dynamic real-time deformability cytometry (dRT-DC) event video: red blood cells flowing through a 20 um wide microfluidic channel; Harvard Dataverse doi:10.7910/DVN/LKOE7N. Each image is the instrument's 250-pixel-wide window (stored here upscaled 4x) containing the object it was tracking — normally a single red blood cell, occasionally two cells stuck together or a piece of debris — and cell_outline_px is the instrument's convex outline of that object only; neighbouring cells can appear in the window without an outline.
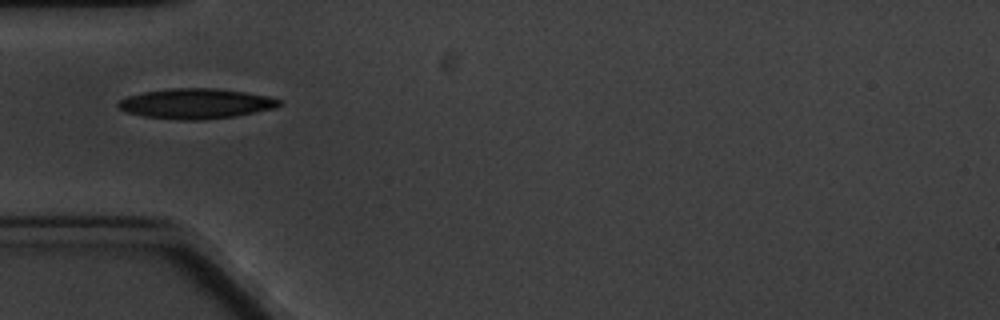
{"species": "common noctule bat (a hibernating species)", "species_latin": "Nyctalus noctula", "temperature_condition": "cold", "stored_images_in_passage": 8, "camera_frame_rate_fps": 3000, "um_per_image_px": 0.085, "animal": {"sex": "male", "body_mass_g": 20.1, "forearm_length_mm": 53.5}, "frame": {"image": 1, "passage_image": 5, "time_ms": 5.333, "image_size_px": [1000, 320], "cell_outline_px": [[284, 104], [276, 108], [236, 116], [204, 120], [180, 120], [144, 116], [128, 112], [120, 108], [116, 104], [120, 100], [128, 96], [144, 92], [168, 88], [216, 88], [244, 92], [268, 96], [280, 100]], "centroid_in_image_um": [16.7, 8.81], "position_along_channel_um": 68.3, "area_um2": 28.32}}
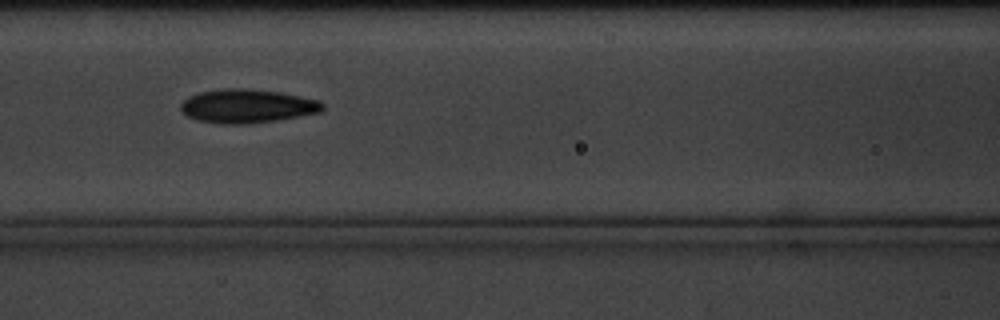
{"frame": {"image": 2, "passage_image": 7, "time_ms": 7.667, "image_size_px": [1000, 320], "cell_outline_px": [[324, 108], [320, 112], [272, 120], [244, 124], [232, 124], [196, 120], [188, 116], [180, 108], [180, 104], [188, 96], [200, 92], [224, 88], [244, 88], [280, 92], [320, 100], [324, 104]], "centroid_in_image_um": [21.0, 9.0], "position_along_channel_um": 145.6, "area_um2": 27.51}}